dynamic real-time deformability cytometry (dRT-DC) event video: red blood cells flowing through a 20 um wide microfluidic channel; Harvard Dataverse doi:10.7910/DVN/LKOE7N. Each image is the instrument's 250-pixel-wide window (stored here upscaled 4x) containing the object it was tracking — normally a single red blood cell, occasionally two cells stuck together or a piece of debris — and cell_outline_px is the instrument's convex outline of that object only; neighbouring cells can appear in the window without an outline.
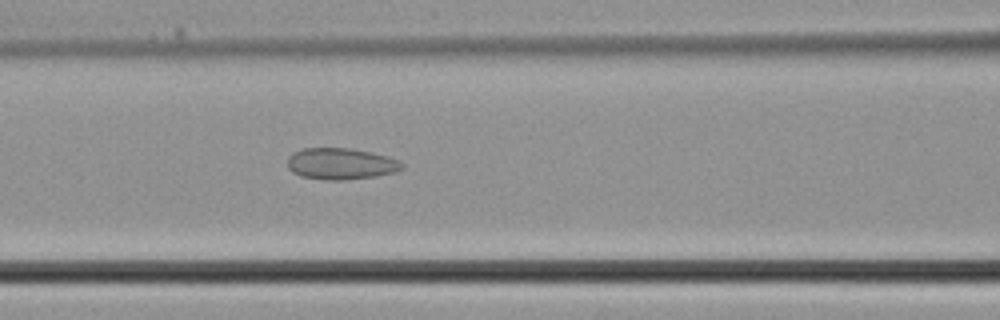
{"species": "common noctule bat (a hibernating species)", "species_latin": "Nyctalus noctula", "temperature_condition": "cold", "stored_images_in_passage": 32, "camera_frame_rate_fps": 3000, "um_per_image_px": 0.085, "animal": {"sex": "male", "body_mass_g": 21.5, "forearm_length_mm": 52.0}, "frame": {"image": 1, "passage_image": 11, "time_ms": 3.333, "image_size_px": [1000, 320], "cell_outline_px": [[404, 168], [396, 172], [376, 176], [344, 180], [324, 180], [300, 176], [292, 172], [288, 168], [288, 156], [292, 152], [304, 148], [352, 148], [388, 156], [404, 164]], "centroid_in_image_um": [28.96, 13.92], "position_along_channel_um": 137.6, "area_um2": 21.15}}
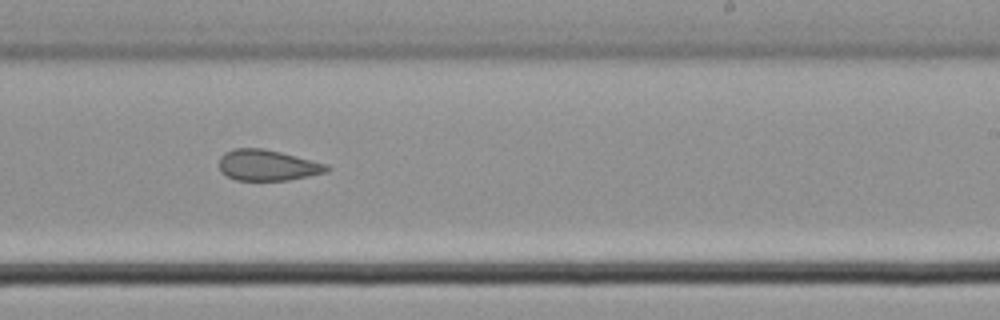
{"frame": {"image": 2, "passage_image": 18, "time_ms": 5.667, "image_size_px": [1000, 320], "cell_outline_px": [[332, 168], [328, 172], [288, 180], [236, 180], [220, 172], [220, 156], [224, 152], [236, 148], [260, 148], [280, 152], [328, 164]], "centroid_in_image_um": [22.76, 14.05], "position_along_channel_um": 266.2, "area_um2": 19.36}}
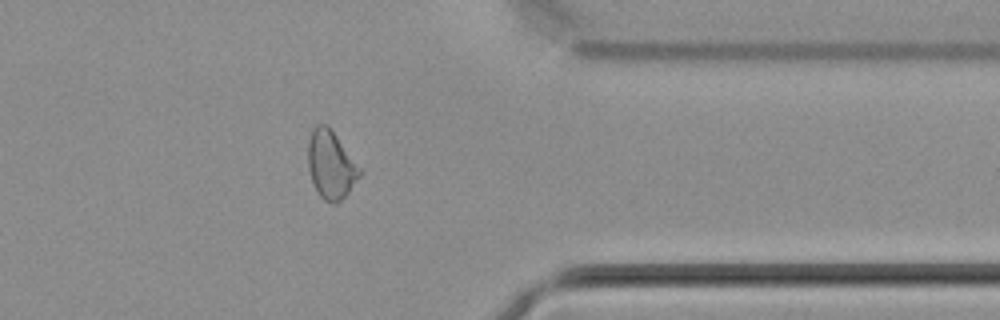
{"frame": {"image": 3, "passage_image": 25, "time_ms": 8.0, "image_size_px": [1000, 320], "cell_outline_px": [[360, 176], [348, 192], [336, 204], [332, 204], [324, 200], [320, 196], [312, 180], [308, 168], [308, 140], [316, 124], [328, 124], [360, 168]], "centroid_in_image_um": [28.11, 14.0], "position_along_channel_um": 383.3, "area_um2": 20.17}}